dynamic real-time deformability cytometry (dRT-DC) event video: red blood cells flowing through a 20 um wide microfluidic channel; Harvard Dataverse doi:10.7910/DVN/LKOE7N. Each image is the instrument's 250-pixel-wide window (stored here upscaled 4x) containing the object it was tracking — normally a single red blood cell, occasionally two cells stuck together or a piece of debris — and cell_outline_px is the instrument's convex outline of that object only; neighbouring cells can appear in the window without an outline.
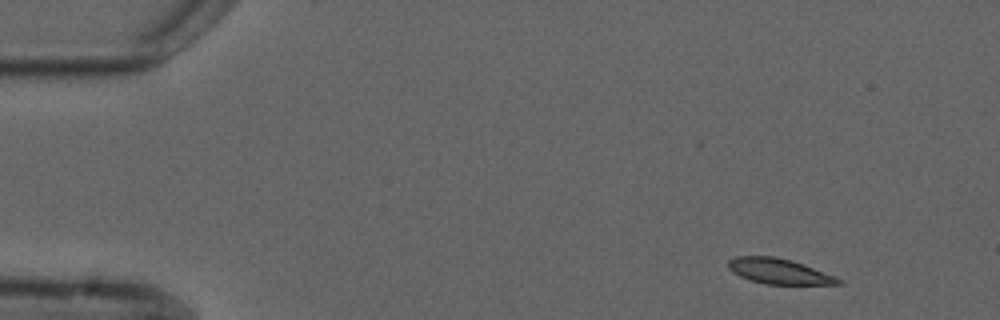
{"species": "common noctule bat (a hibernating species)", "species_latin": "Nyctalus noctula", "temperature_condition": "cold", "stored_images_in_passage": 4, "segment_of_instrument_passage": [1, 2], "camera_frame_rate_fps": 3000, "um_per_image_px": 0.085, "animal": {"sex": "male", "forearm_length_mm": 52.5}, "frame": {"image": 1, "passage_image": 1, "time_ms": 0.0, "image_size_px": [1000, 320], "cell_outline_px": [[844, 284], [764, 284], [740, 276], [732, 272], [728, 268], [728, 260], [736, 256], [772, 256], [792, 260], [804, 264], [836, 276], [844, 280]], "centroid_in_image_um": [66.25, 23.05], "position_along_channel_um": 18.8, "area_um2": 16.36}}